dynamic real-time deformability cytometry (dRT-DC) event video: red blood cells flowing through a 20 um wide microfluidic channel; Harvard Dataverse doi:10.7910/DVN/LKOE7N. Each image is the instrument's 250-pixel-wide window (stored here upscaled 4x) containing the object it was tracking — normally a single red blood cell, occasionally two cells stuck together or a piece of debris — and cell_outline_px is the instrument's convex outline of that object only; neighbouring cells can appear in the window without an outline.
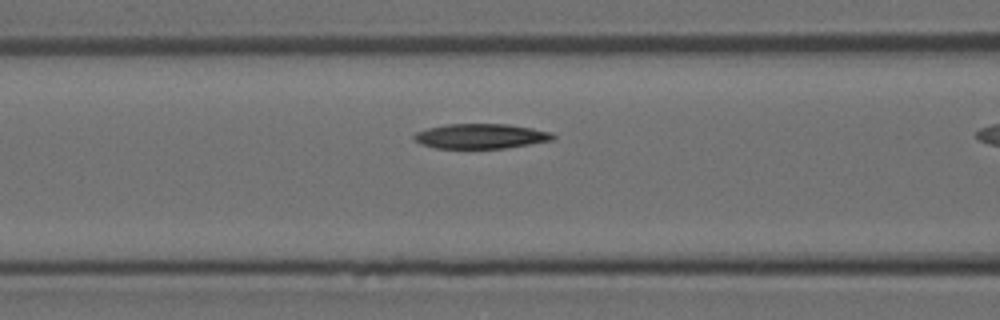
{"species": "Egyptian fruit bat (a non-hibernating species)", "species_latin": "Rousettus aegyptiacus", "temperature_condition": "room temperature", "stored_images_in_passage": 31, "camera_frame_rate_fps": 3000, "um_per_image_px": 0.085, "animal": {"sex": "female"}, "frame": {"image": 1, "passage_image": 13, "time_ms": 4.0, "image_size_px": [1000, 320], "cell_outline_px": [[556, 136], [552, 140], [504, 148], [436, 148], [420, 144], [412, 136], [416, 132], [428, 128], [444, 124], [508, 124], [532, 128], [552, 132]], "centroid_in_image_um": [40.85, 11.57], "position_along_channel_um": 125.7, "area_um2": 20.06}}
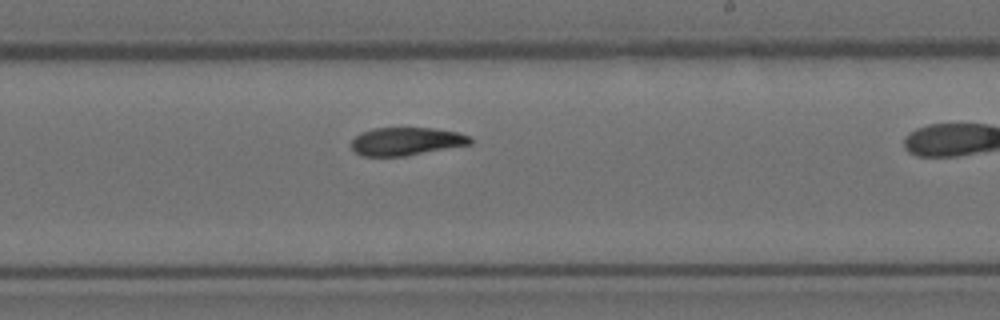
{"frame": {"image": 2, "passage_image": 22, "time_ms": 7.0, "image_size_px": [1000, 320], "cell_outline_px": [[472, 144], [404, 156], [360, 156], [352, 148], [352, 140], [360, 132], [376, 128], [432, 128], [456, 132], [468, 136], [472, 140]], "centroid_in_image_um": [34.51, 12.02], "position_along_channel_um": 254.5, "area_um2": 19.25}}
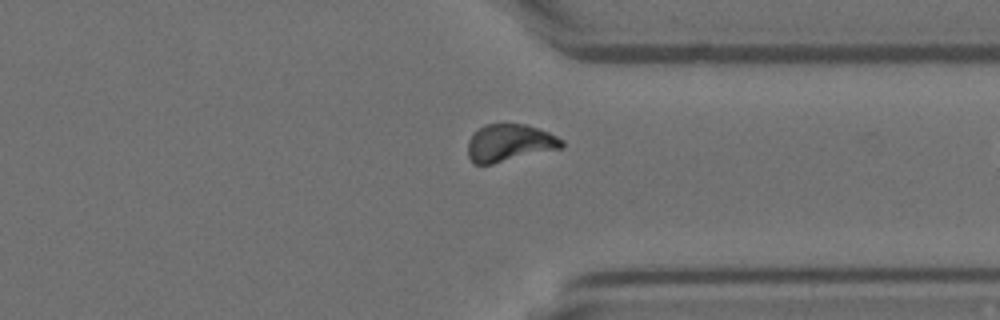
{"frame": {"image": 3, "passage_image": 30, "time_ms": 9.667, "image_size_px": [1000, 320], "cell_outline_px": [[564, 148], [492, 164], [472, 164], [468, 156], [468, 140], [484, 124], [524, 124], [548, 132], [564, 140]], "centroid_in_image_um": [43.33, 12.16], "position_along_channel_um": 368.1, "area_um2": 20.46}}